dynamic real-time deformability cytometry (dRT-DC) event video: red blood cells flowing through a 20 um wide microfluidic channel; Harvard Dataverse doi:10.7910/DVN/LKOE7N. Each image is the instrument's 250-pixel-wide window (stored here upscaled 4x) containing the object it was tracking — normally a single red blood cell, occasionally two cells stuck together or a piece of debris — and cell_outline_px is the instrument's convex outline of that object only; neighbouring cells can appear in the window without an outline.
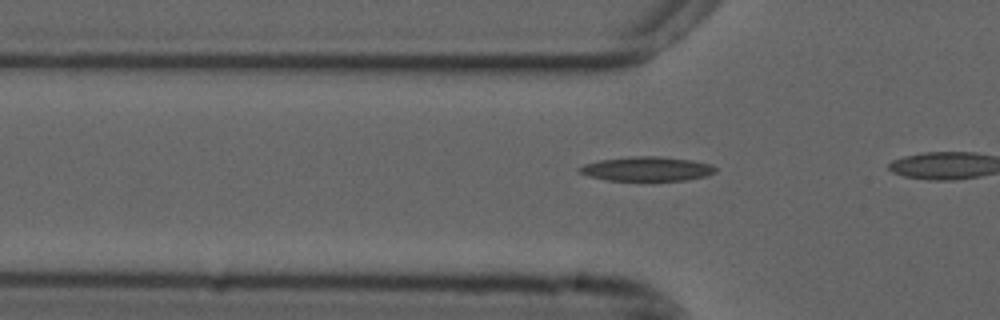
{"species": "common noctule bat (a hibernating species)", "species_latin": "Nyctalus noctula", "temperature_condition": "cold", "stored_images_in_passage": 9, "camera_frame_rate_fps": 3000, "um_per_image_px": 0.085, "animal": {"sex": "male", "forearm_length_mm": 52.5}, "frame": {"image": 1, "passage_image": 6, "time_ms": 1.667, "image_size_px": [1000, 320], "cell_outline_px": [[716, 172], [704, 176], [684, 180], [608, 180], [588, 176], [580, 172], [576, 168], [584, 164], [600, 160], [632, 156], [660, 156], [692, 160], [712, 164], [716, 168]], "centroid_in_image_um": [54.98, 14.34], "position_along_channel_um": 70.8, "area_um2": 19.19}}